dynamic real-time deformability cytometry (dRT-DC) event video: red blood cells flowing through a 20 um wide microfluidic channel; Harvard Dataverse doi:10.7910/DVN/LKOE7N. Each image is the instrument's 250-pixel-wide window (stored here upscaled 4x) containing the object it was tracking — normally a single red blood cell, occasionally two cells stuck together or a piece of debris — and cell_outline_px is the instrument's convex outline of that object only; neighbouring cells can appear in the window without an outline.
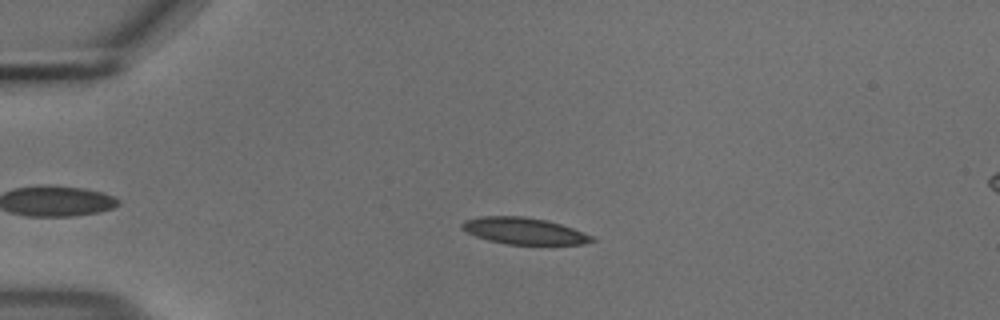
{"species": "common noctule bat (a hibernating species)", "species_latin": "Nyctalus noctula", "temperature_condition": "cold", "stored_images_in_passage": 50, "camera_frame_rate_fps": 3000, "um_per_image_px": 0.085, "animal": {"sex": "male", "body_mass_g": 18.8}, "frame": {"image": 1, "passage_image": 13, "time_ms": 4.0, "image_size_px": [1000, 320], "cell_outline_px": [[596, 240], [584, 244], [504, 244], [488, 240], [476, 236], [460, 228], [460, 224], [464, 220], [480, 216], [524, 216], [548, 220], [572, 228], [592, 236]], "centroid_in_image_um": [44.5, 19.62], "position_along_channel_um": 40.5, "area_um2": 20.11}}
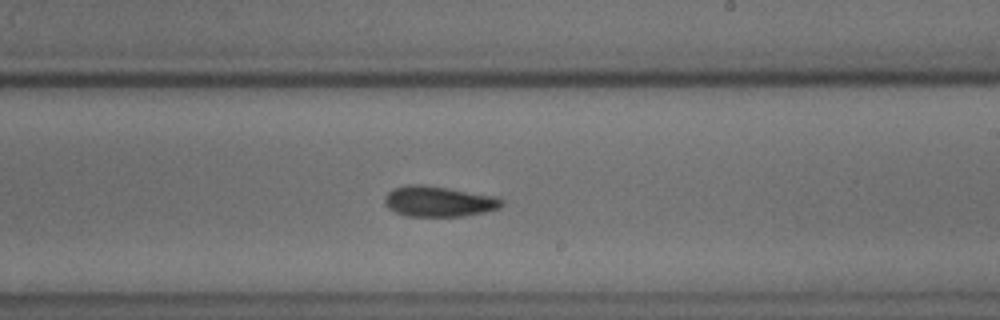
{"frame": {"image": 2, "passage_image": 33, "time_ms": 10.667, "image_size_px": [1000, 320], "cell_outline_px": [[504, 204], [500, 208], [484, 212], [460, 216], [408, 216], [396, 212], [388, 208], [384, 204], [384, 196], [392, 188], [408, 184], [420, 184], [500, 196], [504, 200]], "centroid_in_image_um": [37.31, 17.11], "position_along_channel_um": 251.7, "area_um2": 21.04}}
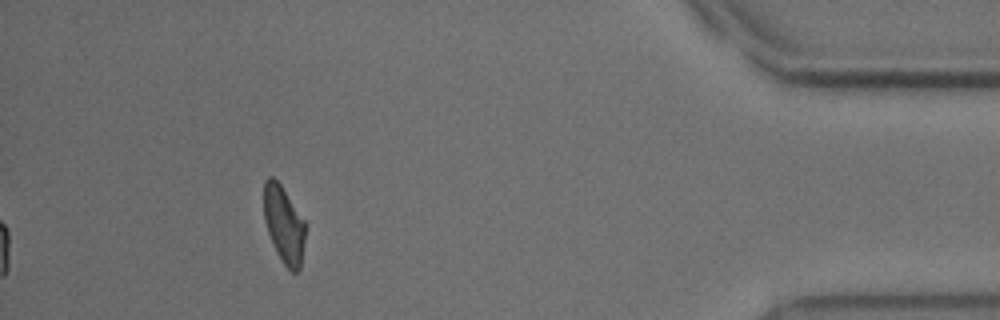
{"frame": {"image": 3, "passage_image": 50, "time_ms": 16.333, "image_size_px": [1000, 320], "cell_outline_px": [[304, 240], [300, 268], [296, 272], [292, 272], [284, 264], [276, 252], [268, 232], [264, 220], [264, 180], [268, 176], [272, 176], [280, 184], [304, 220]], "centroid_in_image_um": [24.1, 19.07], "position_along_channel_um": 411.1, "area_um2": 18.26}, "authors_computed_cell_mechanics": {"area_um2": 20.3745, "velocity_mm_per_s": 3.6924, "shape_relaxation_time_tau1_ms": 3.6482, "shape_relaxation_time_tau2_ms": 3.0303, "deformation_change_tau1": 0.1348, "deformation_change_tau2": 0.1044}}